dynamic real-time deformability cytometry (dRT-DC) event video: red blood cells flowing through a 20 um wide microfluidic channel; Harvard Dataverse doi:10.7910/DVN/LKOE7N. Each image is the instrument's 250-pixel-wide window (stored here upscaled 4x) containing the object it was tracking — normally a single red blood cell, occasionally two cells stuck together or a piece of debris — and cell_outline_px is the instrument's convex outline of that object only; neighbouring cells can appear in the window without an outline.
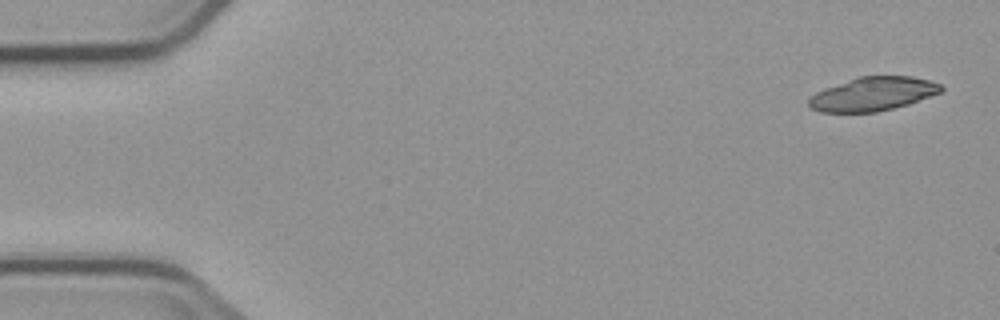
{"species": "common noctule bat (a hibernating species)", "species_latin": "Nyctalus noctula", "temperature_condition": "cold", "stored_images_in_passage": 4, "camera_frame_rate_fps": 3000, "um_per_image_px": 0.085, "animal": {"sex": "male", "body_mass_g": 23.1, "forearm_length_mm": 52.7}, "frame": {"image": 1, "passage_image": 1, "time_ms": 0.0, "image_size_px": [1000, 320], "cell_outline_px": [[944, 88], [940, 92], [908, 104], [876, 112], [820, 112], [812, 108], [808, 104], [808, 100], [816, 92], [824, 88], [860, 76], [912, 76], [928, 80], [940, 84]], "centroid_in_image_um": [74.18, 7.98], "position_along_channel_um": 10.8, "area_um2": 25.72}}